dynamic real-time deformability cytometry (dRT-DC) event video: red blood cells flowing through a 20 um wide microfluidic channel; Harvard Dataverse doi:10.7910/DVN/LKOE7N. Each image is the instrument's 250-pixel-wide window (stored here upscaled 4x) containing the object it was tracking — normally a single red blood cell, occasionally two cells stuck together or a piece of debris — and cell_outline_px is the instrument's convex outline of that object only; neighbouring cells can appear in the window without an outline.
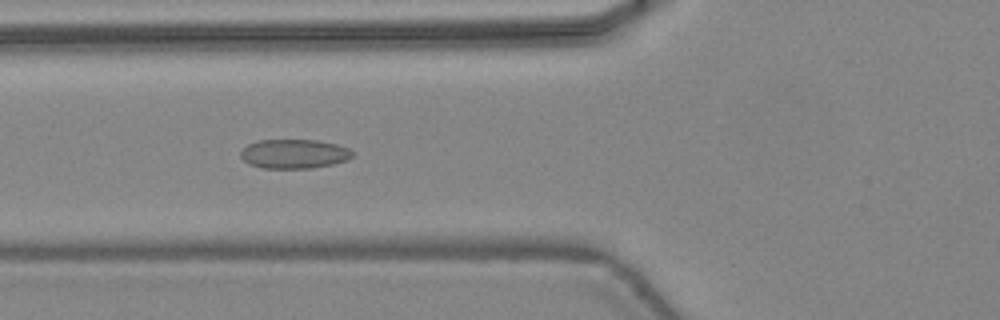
{"species": "common noctule bat (a hibernating species)", "species_latin": "Nyctalus noctula", "temperature_condition": "warm", "stored_images_in_passage": 42, "camera_frame_rate_fps": 3000, "um_per_image_px": 0.085, "animal": {"sex": "female", "body_mass_g": 24.6, "forearm_length_mm": 56.2}, "frame": {"image": 1, "passage_image": 14, "time_ms": 4.333, "image_size_px": [1000, 320], "cell_outline_px": [[352, 156], [348, 160], [332, 164], [312, 168], [260, 168], [248, 164], [240, 156], [240, 152], [248, 144], [260, 140], [316, 140], [336, 144], [348, 148], [352, 152]], "centroid_in_image_um": [24.98, 13.08], "position_along_channel_um": 100.8, "area_um2": 19.02}}
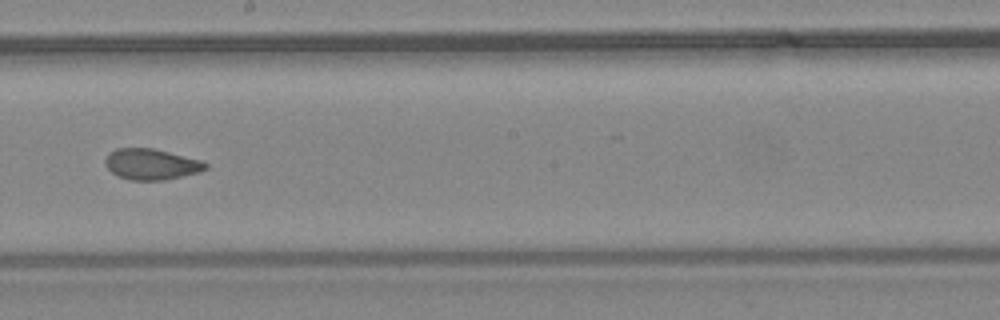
{"frame": {"image": 2, "passage_image": 23, "time_ms": 7.333, "image_size_px": [1000, 320], "cell_outline_px": [[208, 168], [200, 172], [164, 180], [128, 180], [116, 176], [104, 164], [104, 160], [108, 152], [116, 148], [152, 148], [200, 160], [208, 164]], "centroid_in_image_um": [12.82, 13.96], "position_along_channel_um": 235.4, "area_um2": 18.15}}
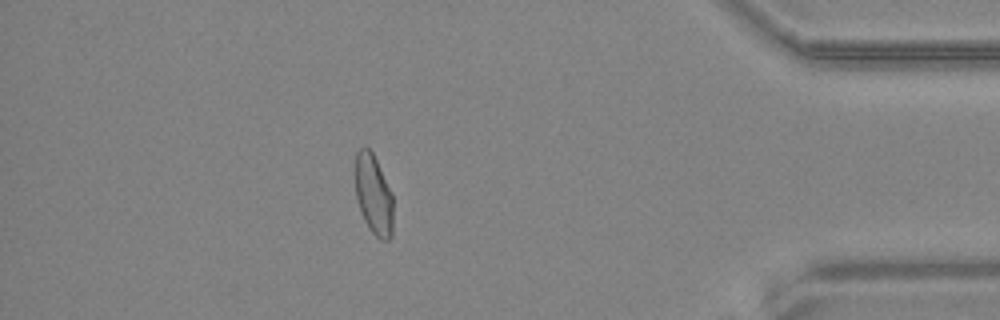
{"frame": {"image": 3, "passage_image": 37, "time_ms": 12.0, "image_size_px": [1000, 320], "cell_outline_px": [[392, 236], [388, 240], [380, 240], [368, 228], [360, 212], [356, 200], [356, 152], [364, 144], [372, 152], [392, 192]], "centroid_in_image_um": [31.75, 16.56], "position_along_channel_um": 403.5, "area_um2": 17.74}, "authors_computed_cell_mechanics": {"area_um2": 18.8139, "velocity_mm_per_s": 4.4647, "shape_relaxation_time_tau1_ms": null, "shape_relaxation_time_tau2_ms": 1.2692, "deformation_change_tau1": null, "deformation_change_tau2": 0.0643}}